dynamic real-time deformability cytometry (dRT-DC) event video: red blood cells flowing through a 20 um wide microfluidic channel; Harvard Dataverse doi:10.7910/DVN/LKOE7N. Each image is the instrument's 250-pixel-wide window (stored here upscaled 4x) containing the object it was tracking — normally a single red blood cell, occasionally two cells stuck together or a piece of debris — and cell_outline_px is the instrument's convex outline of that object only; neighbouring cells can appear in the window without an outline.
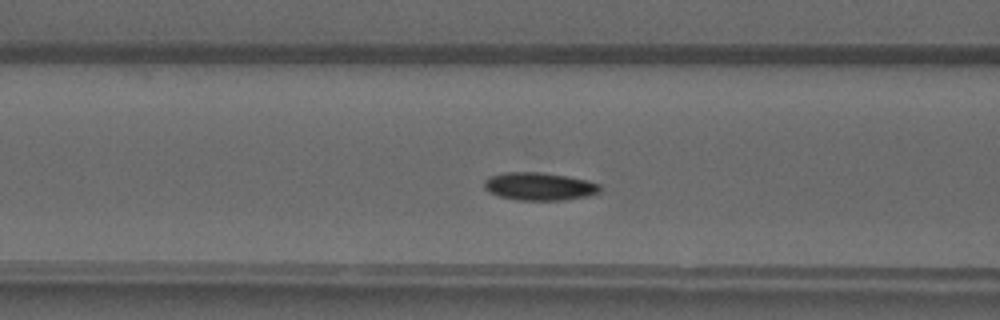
{"species": "common noctule bat (a hibernating species)", "species_latin": "Nyctalus noctula", "temperature_condition": "warm", "stored_images_in_passage": 45, "camera_frame_rate_fps": 3000, "um_per_image_px": 0.085, "animal": {"sex": "male", "forearm_length_mm": 52.5}, "frame": {"image": 1, "passage_image": 15, "time_ms": 4.667, "image_size_px": [1000, 320], "cell_outline_px": [[600, 192], [588, 196], [564, 200], [516, 200], [500, 196], [488, 192], [484, 188], [484, 180], [488, 176], [508, 172], [540, 172], [564, 176], [584, 180], [600, 184]], "centroid_in_image_um": [45.8, 15.85], "position_along_channel_um": 120.8, "area_um2": 18.73}}
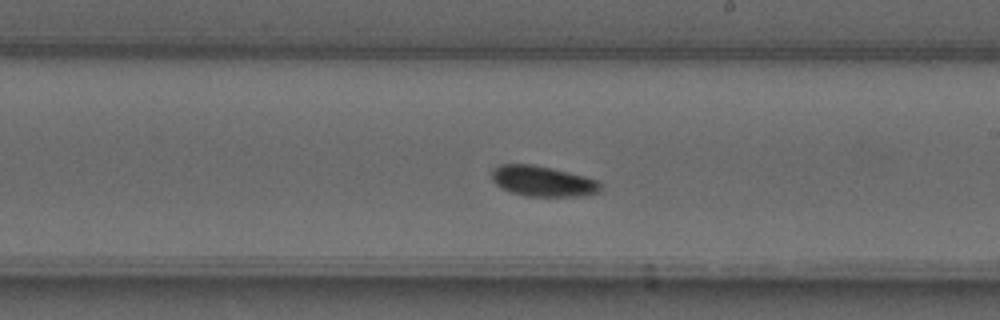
{"frame": {"image": 2, "passage_image": 24, "time_ms": 7.667, "image_size_px": [1000, 320], "cell_outline_px": [[604, 188], [600, 192], [584, 196], [524, 196], [500, 188], [492, 180], [492, 168], [500, 164], [532, 164], [568, 172], [584, 176], [596, 180]], "centroid_in_image_um": [46.13, 15.41], "position_along_channel_um": 242.9, "area_um2": 19.42}}
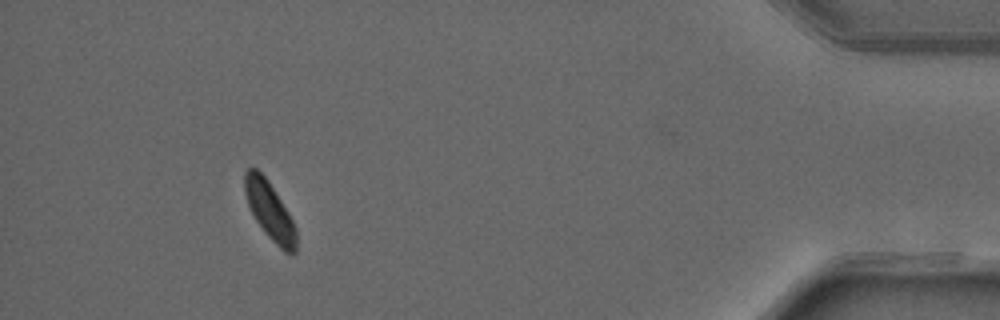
{"frame": {"image": 3, "passage_image": 41, "time_ms": 13.333, "image_size_px": [1000, 320], "cell_outline_px": [[296, 252], [292, 256], [284, 252], [264, 232], [256, 220], [248, 204], [244, 192], [244, 172], [248, 168], [256, 168], [268, 180], [288, 212], [296, 228]], "centroid_in_image_um": [22.93, 17.93], "position_along_channel_um": 412.3, "area_um2": 17.28}, "authors_computed_cell_mechanics": {"area_um2": 18.207, "velocity_mm_per_s": 4.0914, "shape_relaxation_time_tau1_ms": 2.3399, "shape_relaxation_time_tau2_ms": 6.9571, "deformation_change_tau1": 0.0872, "deformation_change_tau2": 0.1065}}